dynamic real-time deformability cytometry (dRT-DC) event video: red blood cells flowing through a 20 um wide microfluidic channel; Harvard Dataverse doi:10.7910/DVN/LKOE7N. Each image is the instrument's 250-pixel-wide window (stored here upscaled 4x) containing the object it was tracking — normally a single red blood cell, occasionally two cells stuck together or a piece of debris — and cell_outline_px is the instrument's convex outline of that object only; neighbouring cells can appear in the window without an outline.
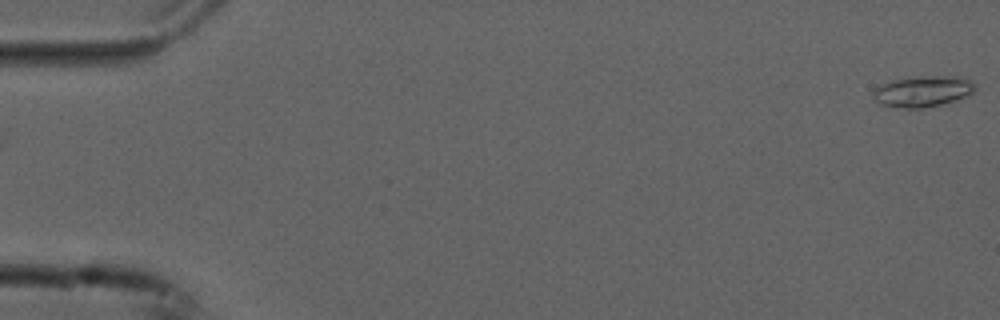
{"species": "common noctule bat (a hibernating species)", "species_latin": "Nyctalus noctula", "temperature_condition": "cold", "stored_images_in_passage": 36, "camera_frame_rate_fps": 3000, "um_per_image_px": 0.085, "animal": {"sex": "male", "forearm_length_mm": 52.5}, "frame": {"image": 1, "passage_image": 1, "time_ms": 0.0, "image_size_px": [1000, 320], "cell_outline_px": [[976, 88], [968, 96], [956, 100], [924, 108], [904, 108], [880, 104], [872, 96], [872, 92], [880, 84], [892, 80], [928, 76], [956, 76], [972, 80]], "centroid_in_image_um": [78.45, 7.76], "position_along_channel_um": 6.6, "area_um2": 18.32}}
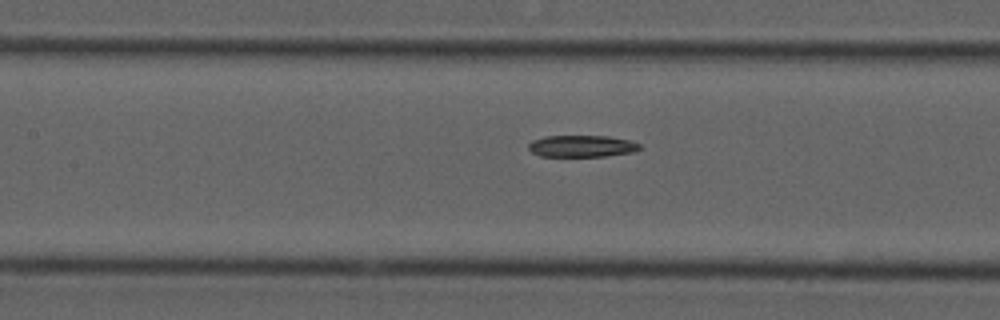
{"frame": {"image": 2, "passage_image": 25, "time_ms": 8.0, "image_size_px": [1000, 320], "cell_outline_px": [[640, 148], [632, 152], [604, 156], [540, 156], [532, 152], [528, 148], [528, 144], [532, 140], [544, 136], [608, 136], [628, 140], [640, 144]], "centroid_in_image_um": [49.41, 12.41], "position_along_channel_um": 158.0, "area_um2": 13.99}}
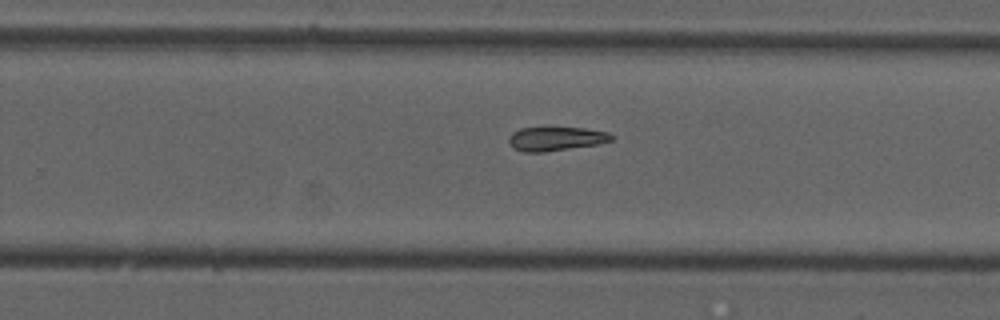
{"frame": {"image": 3, "passage_image": 35, "time_ms": 11.333, "image_size_px": [1000, 320], "cell_outline_px": [[612, 140], [600, 144], [544, 152], [524, 152], [512, 148], [508, 140], [508, 136], [512, 132], [520, 128], [544, 124], [584, 128], [608, 132], [612, 136]], "centroid_in_image_um": [47.19, 11.74], "position_along_channel_um": 282.6, "area_um2": 15.26}}